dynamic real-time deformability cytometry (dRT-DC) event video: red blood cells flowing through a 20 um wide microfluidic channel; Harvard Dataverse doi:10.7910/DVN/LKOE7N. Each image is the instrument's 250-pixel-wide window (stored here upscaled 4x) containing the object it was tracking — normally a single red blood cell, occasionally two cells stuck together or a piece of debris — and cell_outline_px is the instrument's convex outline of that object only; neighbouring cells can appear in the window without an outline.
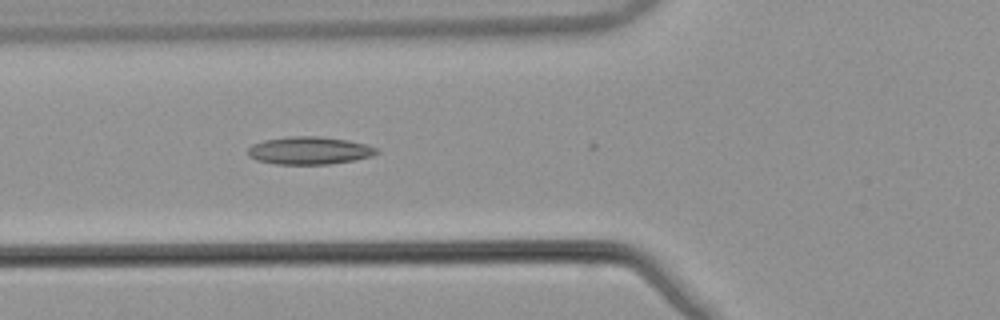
{"species": "common noctule bat (a hibernating species)", "species_latin": "Nyctalus noctula", "temperature_condition": "warm", "stored_images_in_passage": 17, "camera_frame_rate_fps": 3000, "um_per_image_px": 0.085, "animal": {"sex": "male", "body_mass_g": 21.5, "forearm_length_mm": 52.0}, "frame": {"image": 1, "passage_image": 14, "time_ms": 4.333, "image_size_px": [1000, 320], "cell_outline_px": [[380, 152], [372, 156], [356, 160], [328, 164], [276, 164], [256, 160], [248, 156], [248, 148], [252, 144], [264, 140], [288, 136], [320, 136], [348, 140], [380, 148]], "centroid_in_image_um": [26.31, 12.79], "position_along_channel_um": 99.5, "area_um2": 20.98}}